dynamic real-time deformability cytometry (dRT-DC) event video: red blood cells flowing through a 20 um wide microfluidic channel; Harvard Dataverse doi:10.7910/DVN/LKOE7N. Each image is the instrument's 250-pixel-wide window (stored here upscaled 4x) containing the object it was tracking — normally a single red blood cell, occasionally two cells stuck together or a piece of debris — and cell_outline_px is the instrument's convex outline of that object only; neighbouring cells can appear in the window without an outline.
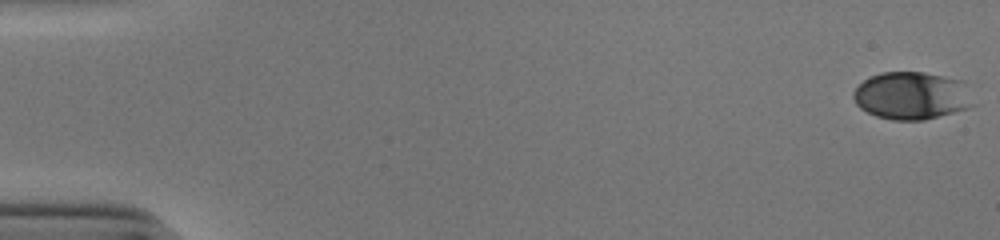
{"species": "human", "species_latin": "Homo sapiens", "temperature_condition": "cold", "stored_images_in_passage": 53, "camera_frame_rate_fps": 3000, "um_per_image_px": 0.085, "donor": {"sex": "male"}, "frame": {"image": 1, "passage_image": 1, "time_ms": 0.0, "image_size_px": [1000, 240], "cell_outline_px": [[976, 104], [968, 108], [924, 120], [892, 120], [876, 116], [860, 108], [856, 104], [852, 96], [852, 92], [868, 76], [880, 72], [924, 72], [964, 80]], "centroid_in_image_um": [77.51, 8.12], "position_along_channel_um": 7.5, "area_um2": 33.7}}
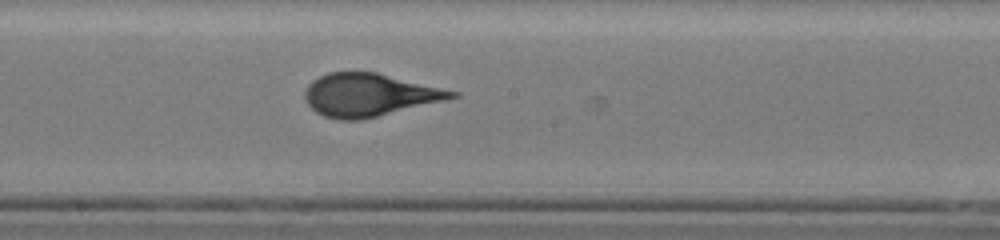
{"frame": {"image": 2, "passage_image": 30, "time_ms": 9.667, "image_size_px": [1000, 240], "cell_outline_px": [[460, 96], [444, 100], [360, 120], [340, 120], [324, 116], [316, 112], [308, 104], [304, 96], [304, 92], [308, 84], [312, 80], [328, 72], [376, 72], [460, 92]], "centroid_in_image_um": [31.36, 8.06], "position_along_channel_um": 216.8, "area_um2": 36.36}}
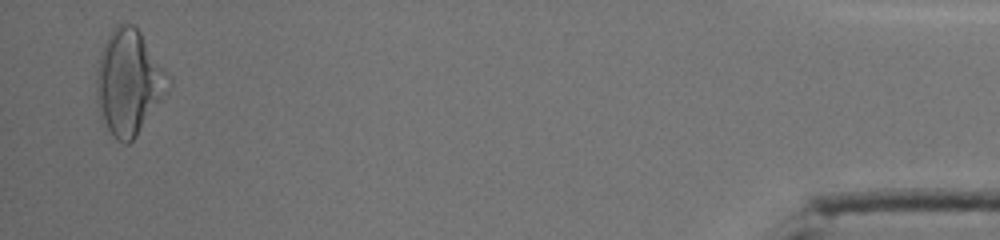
{"frame": {"image": 3, "passage_image": 52, "time_ms": 17.0, "image_size_px": [1000, 240], "cell_outline_px": [[168, 92], [136, 136], [128, 144], [124, 144], [116, 140], [100, 120], [96, 100], [96, 72], [100, 52], [104, 40], [112, 28], [116, 24], [124, 20], [132, 24], [140, 32], [164, 72]], "centroid_in_image_um": [10.85, 7.01], "position_along_channel_um": 424.3, "area_um2": 43.64}, "authors_computed_cell_mechanics": {"area_um2": 36.2984, "velocity_mm_per_s": 3.9151, "shape_relaxation_time_tau1_ms": 3.6503, "shape_relaxation_time_tau2_ms": null, "deformation_change_tau1": 0.1681, "deformation_change_tau2": null}}